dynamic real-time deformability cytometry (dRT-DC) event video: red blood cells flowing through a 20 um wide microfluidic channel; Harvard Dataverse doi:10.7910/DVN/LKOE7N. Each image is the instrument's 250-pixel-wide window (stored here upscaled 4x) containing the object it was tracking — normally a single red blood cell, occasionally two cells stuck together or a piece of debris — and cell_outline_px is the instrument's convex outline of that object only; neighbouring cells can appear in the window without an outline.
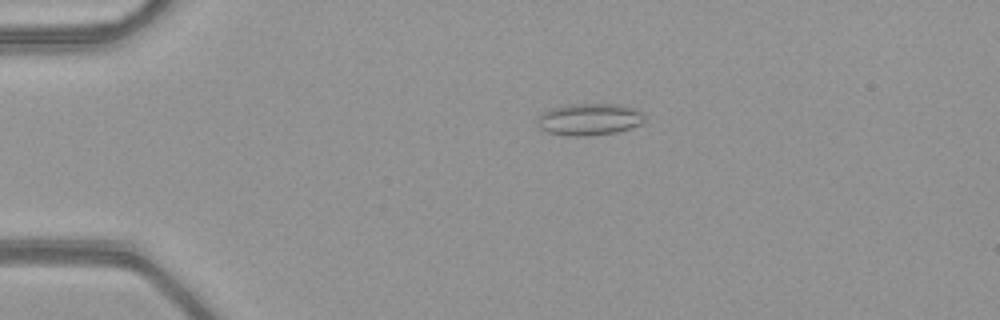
{"species": "common noctule bat (a hibernating species)", "species_latin": "Nyctalus noctula", "temperature_condition": "warm", "stored_images_in_passage": 51, "camera_frame_rate_fps": 3000, "um_per_image_px": 0.085, "animal": {"sex": "female", "body_mass_g": 21.9}, "frame": {"image": 1, "passage_image": 12, "time_ms": 3.667, "image_size_px": [1000, 320], "cell_outline_px": [[648, 120], [644, 124], [616, 132], [588, 136], [568, 136], [548, 132], [540, 128], [536, 124], [536, 120], [540, 112], [552, 108], [568, 104], [620, 104], [632, 108], [640, 112]], "centroid_in_image_um": [50.08, 10.15], "position_along_channel_um": 34.9, "area_um2": 20.23}}
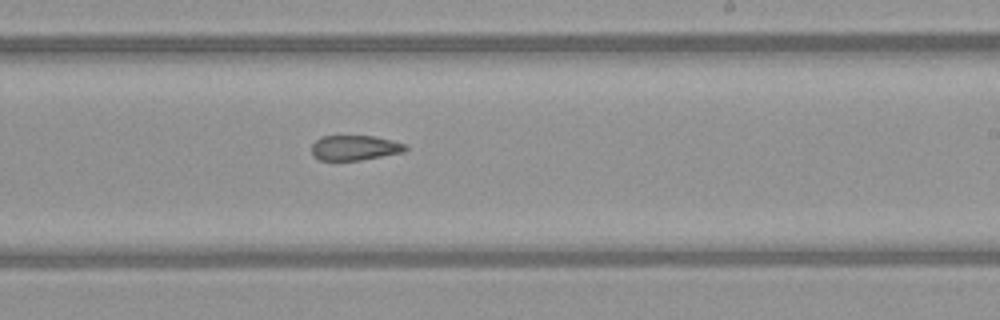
{"frame": {"image": 2, "passage_image": 32, "time_ms": 10.333, "image_size_px": [1000, 320], "cell_outline_px": [[408, 148], [404, 152], [360, 160], [320, 160], [312, 156], [312, 144], [320, 136], [372, 136], [392, 140], [404, 144]], "centroid_in_image_um": [30.13, 12.56], "position_along_channel_um": 258.9, "area_um2": 13.64}}
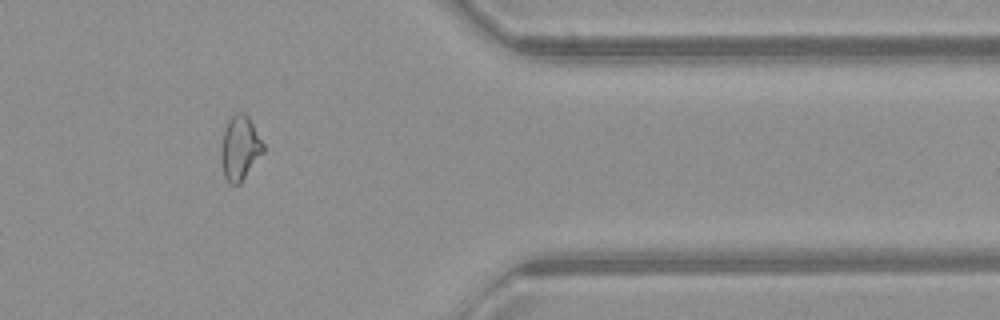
{"frame": {"image": 3, "passage_image": 43, "time_ms": 14.0, "image_size_px": [1000, 320], "cell_outline_px": [[264, 152], [240, 184], [228, 184], [224, 176], [220, 160], [220, 152], [224, 128], [228, 120], [236, 112], [244, 112], [248, 116], [264, 144]], "centroid_in_image_um": [20.38, 12.59], "position_along_channel_um": 391.0, "area_um2": 16.01}, "authors_computed_cell_mechanics": {"area_um2": 16.473, "velocity_mm_per_s": 4.0992, "shape_relaxation_time_tau1_ms": null, "shape_relaxation_time_tau2_ms": 4.915, "deformation_change_tau1": null, "deformation_change_tau2": 0.1413}}